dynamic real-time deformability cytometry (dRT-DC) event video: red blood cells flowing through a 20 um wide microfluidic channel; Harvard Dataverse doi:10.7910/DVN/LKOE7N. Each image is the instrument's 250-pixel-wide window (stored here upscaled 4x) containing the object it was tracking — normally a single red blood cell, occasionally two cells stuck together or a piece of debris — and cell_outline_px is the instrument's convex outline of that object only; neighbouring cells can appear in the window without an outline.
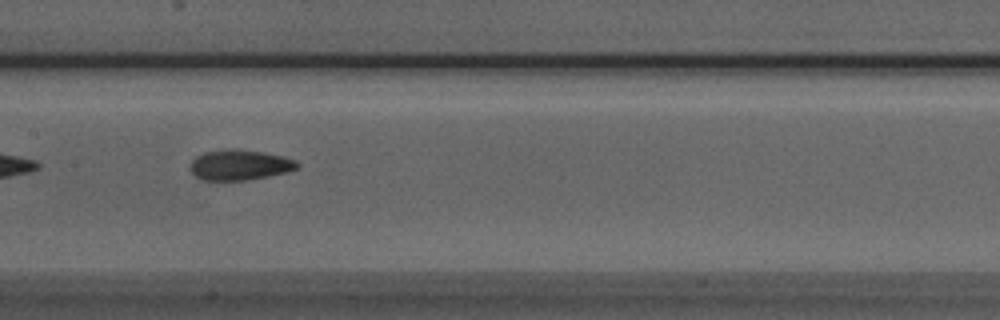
{"species": "Egyptian fruit bat (a non-hibernating species)", "species_latin": "Rousettus aegyptiacus", "temperature_condition": "room temperature", "stored_images_in_passage": 8, "camera_frame_rate_fps": 3000, "um_per_image_px": 0.085, "animal": {"sex": "male"}, "frame": {"image": 1, "passage_image": 6, "time_ms": 1.667, "image_size_px": [1000, 320], "cell_outline_px": [[300, 168], [288, 172], [268, 176], [244, 180], [200, 180], [188, 168], [192, 160], [196, 156], [204, 152], [228, 148], [236, 148], [264, 152], [284, 156], [296, 160], [300, 164]], "centroid_in_image_um": [20.39, 14.0], "position_along_channel_um": 187.0, "area_um2": 19.31}}
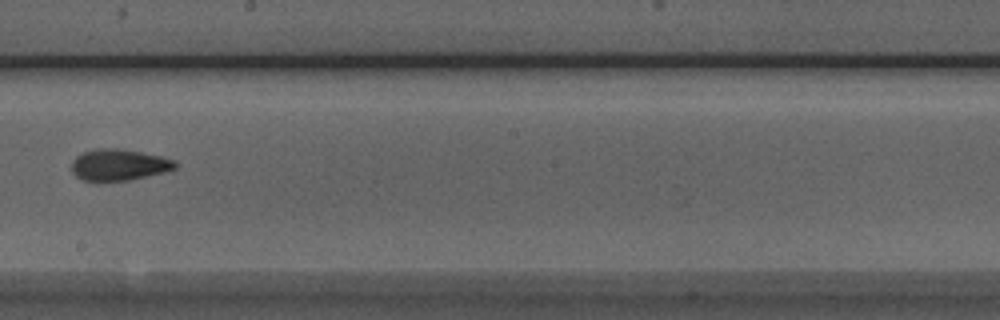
{"frame": {"image": 2, "passage_image": 7, "time_ms": 2.0, "image_size_px": [1000, 320], "cell_outline_px": [[176, 168], [164, 172], [128, 180], [84, 180], [76, 176], [72, 172], [72, 160], [76, 156], [84, 152], [96, 148], [116, 148], [140, 152], [160, 156], [176, 160]], "centroid_in_image_um": [10.1, 13.99], "position_along_channel_um": 238.1, "area_um2": 18.67}}
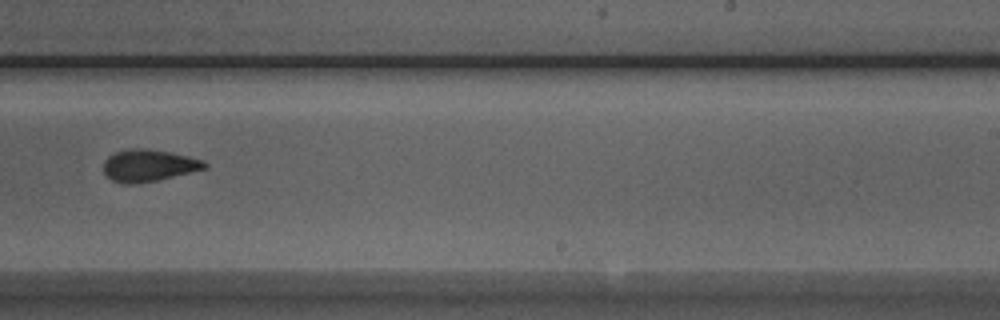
{"frame": {"image": 3, "passage_image": 8, "time_ms": 2.333, "image_size_px": [1000, 320], "cell_outline_px": [[208, 168], [156, 180], [136, 184], [120, 184], [112, 180], [104, 172], [104, 160], [108, 156], [116, 152], [128, 148], [148, 148], [188, 156], [204, 160], [208, 164]], "centroid_in_image_um": [12.63, 14.06], "position_along_channel_um": 276.4, "area_um2": 18.9}}